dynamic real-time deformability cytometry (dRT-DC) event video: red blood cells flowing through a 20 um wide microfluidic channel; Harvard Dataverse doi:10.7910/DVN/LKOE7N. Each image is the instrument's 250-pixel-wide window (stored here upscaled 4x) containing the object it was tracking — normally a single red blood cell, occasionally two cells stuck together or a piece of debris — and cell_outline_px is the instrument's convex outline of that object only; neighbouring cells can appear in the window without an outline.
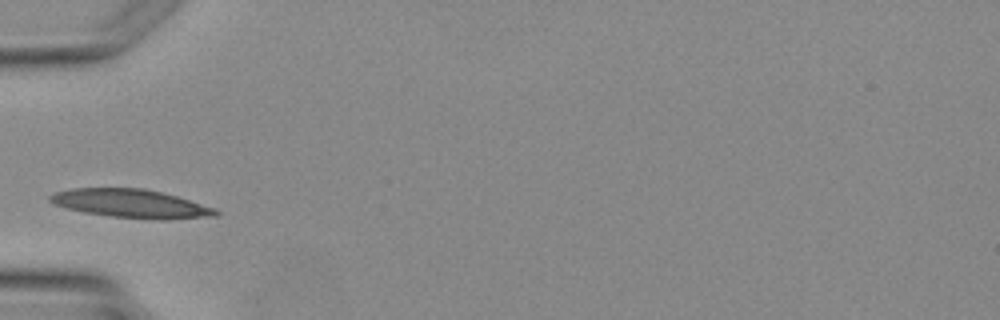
{"species": "Egyptian fruit bat (a non-hibernating species)", "species_latin": "Rousettus aegyptiacus", "temperature_condition": "warm", "stored_images_in_passage": 4, "camera_frame_rate_fps": 3000, "um_per_image_px": 0.085, "animal": {"sex": "female"}, "frame": {"image": 1, "passage_image": 4, "time_ms": 3.667, "image_size_px": [1000, 320], "cell_outline_px": [[220, 216], [160, 220], [156, 220], [112, 216], [84, 212], [68, 208], [56, 204], [48, 200], [48, 196], [56, 192], [72, 188], [144, 188], [176, 196], [216, 208], [220, 212]], "centroid_in_image_um": [11.19, 17.31], "position_along_channel_um": 73.8, "area_um2": 27.46}}